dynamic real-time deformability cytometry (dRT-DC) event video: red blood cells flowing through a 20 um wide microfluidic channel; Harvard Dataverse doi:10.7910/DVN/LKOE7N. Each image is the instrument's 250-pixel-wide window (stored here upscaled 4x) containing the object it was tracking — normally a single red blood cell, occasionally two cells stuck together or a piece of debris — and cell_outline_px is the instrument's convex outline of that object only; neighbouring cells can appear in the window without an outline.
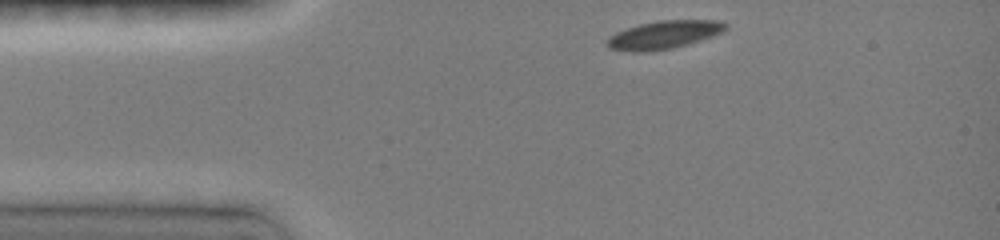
{"species": "common noctule bat (a hibernating species)", "species_latin": "Nyctalus noctula", "temperature_condition": "room temperature", "stored_images_in_passage": 18, "camera_frame_rate_fps": 3000, "um_per_image_px": 0.085, "animal": {"sex": "female", "body_mass_g": 19.0, "forearm_length_mm": 51.5}, "frame": {"image": 1, "passage_image": 1, "time_ms": 0.0, "image_size_px": [1000, 240], "cell_outline_px": [[728, 28], [724, 32], [688, 44], [672, 48], [644, 52], [632, 52], [608, 48], [608, 36], [616, 32], [640, 24], [660, 20], [720, 20], [728, 24]], "centroid_in_image_um": [56.47, 2.95], "position_along_channel_um": 28.5, "area_um2": 19.42}}
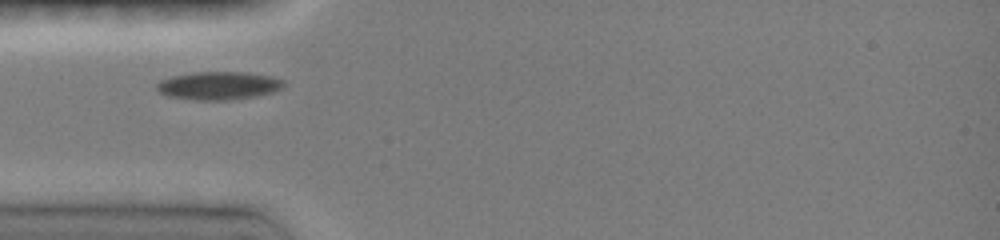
{"frame": {"image": 2, "passage_image": 17, "time_ms": 2.0, "image_size_px": [1000, 240], "cell_outline_px": [[288, 84], [284, 88], [272, 92], [256, 96], [228, 100], [196, 100], [168, 96], [160, 92], [156, 88], [156, 84], [160, 80], [172, 76], [192, 72], [244, 72], [272, 76], [284, 80]], "centroid_in_image_um": [18.62, 7.27], "position_along_channel_um": 66.4, "area_um2": 20.98}}